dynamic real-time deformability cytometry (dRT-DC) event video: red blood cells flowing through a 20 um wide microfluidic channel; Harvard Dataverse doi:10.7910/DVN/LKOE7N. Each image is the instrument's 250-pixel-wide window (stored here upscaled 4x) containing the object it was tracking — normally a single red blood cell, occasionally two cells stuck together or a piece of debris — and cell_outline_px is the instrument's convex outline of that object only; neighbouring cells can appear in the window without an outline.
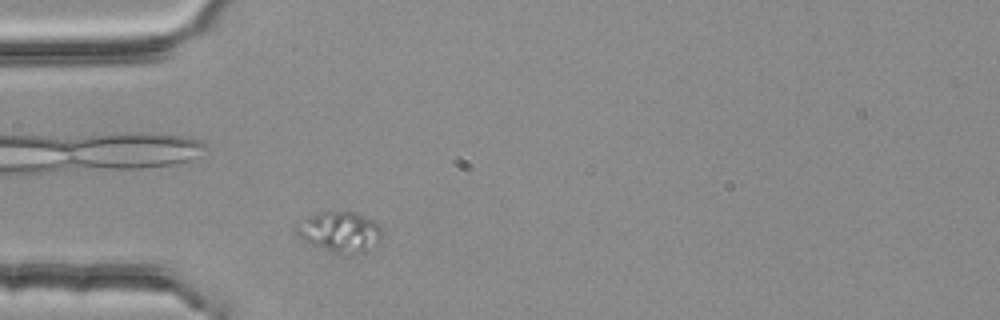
{"species": "common noctule bat (a hibernating species)", "species_latin": "Nyctalus noctula", "temperature_condition": "room temperature", "stored_images_in_passage": 1, "camera_frame_rate_fps": 3000, "um_per_image_px": 0.085, "animal": {"sex": "female", "body_mass_g": 25.1}, "frame": {"image": 1, "passage_image": 1, "time_ms": 0.0, "image_size_px": [1000, 320], "cell_outline_px": [[380, 244], [368, 252], [348, 256], [340, 256], [308, 244], [296, 236], [296, 220], [316, 212], [356, 212], [372, 220], [380, 228]], "centroid_in_image_um": [28.83, 19.76], "position_along_channel_um": 56.2, "area_um2": 21.21}}